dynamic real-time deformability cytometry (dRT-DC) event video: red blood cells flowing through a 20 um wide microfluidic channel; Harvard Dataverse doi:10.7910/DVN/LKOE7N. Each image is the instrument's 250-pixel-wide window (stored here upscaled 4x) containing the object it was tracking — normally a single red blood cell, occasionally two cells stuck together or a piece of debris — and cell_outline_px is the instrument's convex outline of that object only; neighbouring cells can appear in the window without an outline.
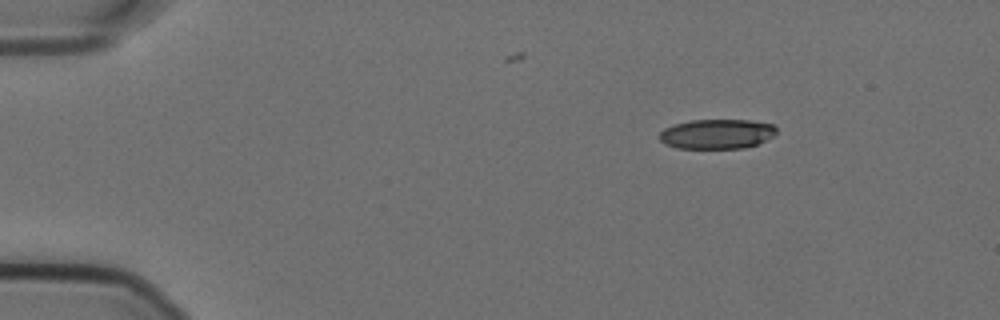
{"species": "Egyptian fruit bat (a non-hibernating species)", "species_latin": "Rousettus aegyptiacus", "temperature_condition": "cold", "stored_images_in_passage": 9, "camera_frame_rate_fps": 3000, "um_per_image_px": 0.085, "animal": {"sex": "female"}, "frame": {"image": 1, "passage_image": 1, "time_ms": 0.0, "image_size_px": [1000, 320], "cell_outline_px": [[776, 132], [772, 136], [756, 144], [744, 148], [676, 148], [664, 144], [660, 140], [660, 132], [664, 128], [672, 124], [692, 120], [752, 120], [772, 124], [776, 128]], "centroid_in_image_um": [60.89, 11.38], "position_along_channel_um": 24.1, "area_um2": 20.23}}